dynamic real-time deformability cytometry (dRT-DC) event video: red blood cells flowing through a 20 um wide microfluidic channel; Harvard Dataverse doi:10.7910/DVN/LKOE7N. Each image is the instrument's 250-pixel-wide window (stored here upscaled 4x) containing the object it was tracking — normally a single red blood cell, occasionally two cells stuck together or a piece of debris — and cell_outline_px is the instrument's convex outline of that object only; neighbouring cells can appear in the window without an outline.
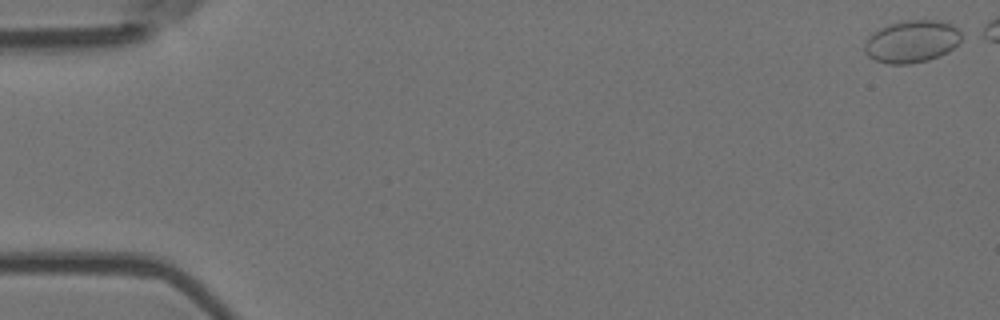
{"species": "Egyptian fruit bat (a non-hibernating species)", "species_latin": "Rousettus aegyptiacus", "temperature_condition": "room temperature", "stored_images_in_passage": 3, "camera_frame_rate_fps": 3000, "um_per_image_px": 0.085, "animal": {"sex": "female"}, "frame": {"image": 1, "passage_image": 1, "time_ms": 0.0, "image_size_px": [1000, 320], "cell_outline_px": [[964, 32], [960, 40], [948, 52], [940, 56], [928, 60], [908, 64], [888, 64], [876, 60], [868, 56], [864, 52], [864, 44], [868, 36], [872, 32], [880, 28], [900, 20], [940, 20], [952, 24]], "centroid_in_image_um": [77.51, 3.51], "position_along_channel_um": 7.5, "area_um2": 24.22}}